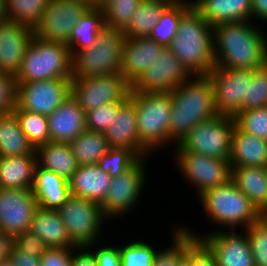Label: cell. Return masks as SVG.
<instances>
[{
    "instance_id": "1",
    "label": "cell",
    "mask_w": 267,
    "mask_h": 266,
    "mask_svg": "<svg viewBox=\"0 0 267 266\" xmlns=\"http://www.w3.org/2000/svg\"><path fill=\"white\" fill-rule=\"evenodd\" d=\"M257 24L249 20L213 26L214 67L256 70L266 66L267 31Z\"/></svg>"
},
{
    "instance_id": "2",
    "label": "cell",
    "mask_w": 267,
    "mask_h": 266,
    "mask_svg": "<svg viewBox=\"0 0 267 266\" xmlns=\"http://www.w3.org/2000/svg\"><path fill=\"white\" fill-rule=\"evenodd\" d=\"M169 137L179 144L199 122L219 115L208 75H192L171 91Z\"/></svg>"
},
{
    "instance_id": "3",
    "label": "cell",
    "mask_w": 267,
    "mask_h": 266,
    "mask_svg": "<svg viewBox=\"0 0 267 266\" xmlns=\"http://www.w3.org/2000/svg\"><path fill=\"white\" fill-rule=\"evenodd\" d=\"M197 201L209 226H215L205 233L245 230L263 216L232 180L206 190Z\"/></svg>"
},
{
    "instance_id": "4",
    "label": "cell",
    "mask_w": 267,
    "mask_h": 266,
    "mask_svg": "<svg viewBox=\"0 0 267 266\" xmlns=\"http://www.w3.org/2000/svg\"><path fill=\"white\" fill-rule=\"evenodd\" d=\"M168 48L192 75H207L214 68L213 26L193 6L181 17Z\"/></svg>"
},
{
    "instance_id": "5",
    "label": "cell",
    "mask_w": 267,
    "mask_h": 266,
    "mask_svg": "<svg viewBox=\"0 0 267 266\" xmlns=\"http://www.w3.org/2000/svg\"><path fill=\"white\" fill-rule=\"evenodd\" d=\"M129 98L135 104L139 141L152 154V157L160 153L159 151L163 153V149L166 151L167 147L168 149L171 146L174 147L176 143L169 137L171 92L152 93L130 90Z\"/></svg>"
},
{
    "instance_id": "6",
    "label": "cell",
    "mask_w": 267,
    "mask_h": 266,
    "mask_svg": "<svg viewBox=\"0 0 267 266\" xmlns=\"http://www.w3.org/2000/svg\"><path fill=\"white\" fill-rule=\"evenodd\" d=\"M72 79V55L67 44L33 37L27 47L16 83Z\"/></svg>"
},
{
    "instance_id": "7",
    "label": "cell",
    "mask_w": 267,
    "mask_h": 266,
    "mask_svg": "<svg viewBox=\"0 0 267 266\" xmlns=\"http://www.w3.org/2000/svg\"><path fill=\"white\" fill-rule=\"evenodd\" d=\"M125 38L122 30L105 26L94 46L72 56V78L120 73Z\"/></svg>"
},
{
    "instance_id": "8",
    "label": "cell",
    "mask_w": 267,
    "mask_h": 266,
    "mask_svg": "<svg viewBox=\"0 0 267 266\" xmlns=\"http://www.w3.org/2000/svg\"><path fill=\"white\" fill-rule=\"evenodd\" d=\"M149 158L151 156L140 158L130 169L111 178L106 196L100 203L109 221H123L124 217H130L129 213H133V210L139 207L141 195L146 191L145 186H148L146 183L150 170Z\"/></svg>"
},
{
    "instance_id": "9",
    "label": "cell",
    "mask_w": 267,
    "mask_h": 266,
    "mask_svg": "<svg viewBox=\"0 0 267 266\" xmlns=\"http://www.w3.org/2000/svg\"><path fill=\"white\" fill-rule=\"evenodd\" d=\"M57 210L64 221L70 241L76 247H87L100 241L102 233L112 223L104 215L100 204L73 195Z\"/></svg>"
},
{
    "instance_id": "10",
    "label": "cell",
    "mask_w": 267,
    "mask_h": 266,
    "mask_svg": "<svg viewBox=\"0 0 267 266\" xmlns=\"http://www.w3.org/2000/svg\"><path fill=\"white\" fill-rule=\"evenodd\" d=\"M173 168H177L184 181L194 189L199 197L206 190L226 184L231 180L229 159H217L185 151L179 144L173 149ZM175 161V162H174Z\"/></svg>"
},
{
    "instance_id": "11",
    "label": "cell",
    "mask_w": 267,
    "mask_h": 266,
    "mask_svg": "<svg viewBox=\"0 0 267 266\" xmlns=\"http://www.w3.org/2000/svg\"><path fill=\"white\" fill-rule=\"evenodd\" d=\"M234 117L218 115L197 123L179 145L188 152L217 159H229Z\"/></svg>"
},
{
    "instance_id": "12",
    "label": "cell",
    "mask_w": 267,
    "mask_h": 266,
    "mask_svg": "<svg viewBox=\"0 0 267 266\" xmlns=\"http://www.w3.org/2000/svg\"><path fill=\"white\" fill-rule=\"evenodd\" d=\"M130 90L131 85L121 73L71 80V97L84 112L104 103L125 102L129 98Z\"/></svg>"
},
{
    "instance_id": "13",
    "label": "cell",
    "mask_w": 267,
    "mask_h": 266,
    "mask_svg": "<svg viewBox=\"0 0 267 266\" xmlns=\"http://www.w3.org/2000/svg\"><path fill=\"white\" fill-rule=\"evenodd\" d=\"M72 79H50L16 83L15 107L49 116L71 96Z\"/></svg>"
},
{
    "instance_id": "14",
    "label": "cell",
    "mask_w": 267,
    "mask_h": 266,
    "mask_svg": "<svg viewBox=\"0 0 267 266\" xmlns=\"http://www.w3.org/2000/svg\"><path fill=\"white\" fill-rule=\"evenodd\" d=\"M91 6L86 0H51L34 29L35 36L67 44L75 24Z\"/></svg>"
},
{
    "instance_id": "15",
    "label": "cell",
    "mask_w": 267,
    "mask_h": 266,
    "mask_svg": "<svg viewBox=\"0 0 267 266\" xmlns=\"http://www.w3.org/2000/svg\"><path fill=\"white\" fill-rule=\"evenodd\" d=\"M189 234L201 239L214 253L218 266H255L249 239L244 230L199 233L181 222Z\"/></svg>"
},
{
    "instance_id": "16",
    "label": "cell",
    "mask_w": 267,
    "mask_h": 266,
    "mask_svg": "<svg viewBox=\"0 0 267 266\" xmlns=\"http://www.w3.org/2000/svg\"><path fill=\"white\" fill-rule=\"evenodd\" d=\"M252 72V69L214 67L207 74L213 84L219 115L235 117L242 111Z\"/></svg>"
},
{
    "instance_id": "17",
    "label": "cell",
    "mask_w": 267,
    "mask_h": 266,
    "mask_svg": "<svg viewBox=\"0 0 267 266\" xmlns=\"http://www.w3.org/2000/svg\"><path fill=\"white\" fill-rule=\"evenodd\" d=\"M192 74L173 52L165 47L141 77L131 86V91L171 92L186 82Z\"/></svg>"
},
{
    "instance_id": "18",
    "label": "cell",
    "mask_w": 267,
    "mask_h": 266,
    "mask_svg": "<svg viewBox=\"0 0 267 266\" xmlns=\"http://www.w3.org/2000/svg\"><path fill=\"white\" fill-rule=\"evenodd\" d=\"M37 208L31 189L0 188V230L13 238L29 230Z\"/></svg>"
},
{
    "instance_id": "19",
    "label": "cell",
    "mask_w": 267,
    "mask_h": 266,
    "mask_svg": "<svg viewBox=\"0 0 267 266\" xmlns=\"http://www.w3.org/2000/svg\"><path fill=\"white\" fill-rule=\"evenodd\" d=\"M34 35L29 26L8 19L0 21V71L17 75Z\"/></svg>"
},
{
    "instance_id": "20",
    "label": "cell",
    "mask_w": 267,
    "mask_h": 266,
    "mask_svg": "<svg viewBox=\"0 0 267 266\" xmlns=\"http://www.w3.org/2000/svg\"><path fill=\"white\" fill-rule=\"evenodd\" d=\"M104 136L110 147L129 148L140 158L152 155L139 141L135 104L130 98L119 107Z\"/></svg>"
},
{
    "instance_id": "21",
    "label": "cell",
    "mask_w": 267,
    "mask_h": 266,
    "mask_svg": "<svg viewBox=\"0 0 267 266\" xmlns=\"http://www.w3.org/2000/svg\"><path fill=\"white\" fill-rule=\"evenodd\" d=\"M164 48L149 36L126 37L122 49L121 75L132 86Z\"/></svg>"
},
{
    "instance_id": "22",
    "label": "cell",
    "mask_w": 267,
    "mask_h": 266,
    "mask_svg": "<svg viewBox=\"0 0 267 266\" xmlns=\"http://www.w3.org/2000/svg\"><path fill=\"white\" fill-rule=\"evenodd\" d=\"M50 141L70 143L86 128L85 112L70 96L48 117Z\"/></svg>"
},
{
    "instance_id": "23",
    "label": "cell",
    "mask_w": 267,
    "mask_h": 266,
    "mask_svg": "<svg viewBox=\"0 0 267 266\" xmlns=\"http://www.w3.org/2000/svg\"><path fill=\"white\" fill-rule=\"evenodd\" d=\"M192 3L212 26L252 20V0H192Z\"/></svg>"
},
{
    "instance_id": "24",
    "label": "cell",
    "mask_w": 267,
    "mask_h": 266,
    "mask_svg": "<svg viewBox=\"0 0 267 266\" xmlns=\"http://www.w3.org/2000/svg\"><path fill=\"white\" fill-rule=\"evenodd\" d=\"M111 177L97 164L78 165L68 180L70 195L81 197L100 204L108 191Z\"/></svg>"
},
{
    "instance_id": "25",
    "label": "cell",
    "mask_w": 267,
    "mask_h": 266,
    "mask_svg": "<svg viewBox=\"0 0 267 266\" xmlns=\"http://www.w3.org/2000/svg\"><path fill=\"white\" fill-rule=\"evenodd\" d=\"M32 192L39 208L58 209L70 196L69 184L60 175L36 164Z\"/></svg>"
},
{
    "instance_id": "26",
    "label": "cell",
    "mask_w": 267,
    "mask_h": 266,
    "mask_svg": "<svg viewBox=\"0 0 267 266\" xmlns=\"http://www.w3.org/2000/svg\"><path fill=\"white\" fill-rule=\"evenodd\" d=\"M231 167H267V140L241 131L237 126L232 135Z\"/></svg>"
},
{
    "instance_id": "27",
    "label": "cell",
    "mask_w": 267,
    "mask_h": 266,
    "mask_svg": "<svg viewBox=\"0 0 267 266\" xmlns=\"http://www.w3.org/2000/svg\"><path fill=\"white\" fill-rule=\"evenodd\" d=\"M29 231L42 239L49 248L76 246L70 241L64 221L57 209L37 208Z\"/></svg>"
},
{
    "instance_id": "28",
    "label": "cell",
    "mask_w": 267,
    "mask_h": 266,
    "mask_svg": "<svg viewBox=\"0 0 267 266\" xmlns=\"http://www.w3.org/2000/svg\"><path fill=\"white\" fill-rule=\"evenodd\" d=\"M231 180L263 214H267V172L263 167H231Z\"/></svg>"
},
{
    "instance_id": "29",
    "label": "cell",
    "mask_w": 267,
    "mask_h": 266,
    "mask_svg": "<svg viewBox=\"0 0 267 266\" xmlns=\"http://www.w3.org/2000/svg\"><path fill=\"white\" fill-rule=\"evenodd\" d=\"M36 155L0 157V188L32 189Z\"/></svg>"
},
{
    "instance_id": "30",
    "label": "cell",
    "mask_w": 267,
    "mask_h": 266,
    "mask_svg": "<svg viewBox=\"0 0 267 266\" xmlns=\"http://www.w3.org/2000/svg\"><path fill=\"white\" fill-rule=\"evenodd\" d=\"M37 164L69 180L78 168L69 143L53 142L36 148Z\"/></svg>"
},
{
    "instance_id": "31",
    "label": "cell",
    "mask_w": 267,
    "mask_h": 266,
    "mask_svg": "<svg viewBox=\"0 0 267 266\" xmlns=\"http://www.w3.org/2000/svg\"><path fill=\"white\" fill-rule=\"evenodd\" d=\"M36 155L13 111L0 114V157Z\"/></svg>"
},
{
    "instance_id": "32",
    "label": "cell",
    "mask_w": 267,
    "mask_h": 266,
    "mask_svg": "<svg viewBox=\"0 0 267 266\" xmlns=\"http://www.w3.org/2000/svg\"><path fill=\"white\" fill-rule=\"evenodd\" d=\"M105 27L102 8L91 6L72 29L67 46L73 56L82 49L94 46L98 33Z\"/></svg>"
},
{
    "instance_id": "33",
    "label": "cell",
    "mask_w": 267,
    "mask_h": 266,
    "mask_svg": "<svg viewBox=\"0 0 267 266\" xmlns=\"http://www.w3.org/2000/svg\"><path fill=\"white\" fill-rule=\"evenodd\" d=\"M173 0H143L136 9L128 26L123 30L125 37L138 38L149 36L157 24L162 11Z\"/></svg>"
},
{
    "instance_id": "34",
    "label": "cell",
    "mask_w": 267,
    "mask_h": 266,
    "mask_svg": "<svg viewBox=\"0 0 267 266\" xmlns=\"http://www.w3.org/2000/svg\"><path fill=\"white\" fill-rule=\"evenodd\" d=\"M193 6L192 0H173L163 11L149 37L163 47L175 38L181 17Z\"/></svg>"
},
{
    "instance_id": "35",
    "label": "cell",
    "mask_w": 267,
    "mask_h": 266,
    "mask_svg": "<svg viewBox=\"0 0 267 266\" xmlns=\"http://www.w3.org/2000/svg\"><path fill=\"white\" fill-rule=\"evenodd\" d=\"M78 165L97 164L111 148L104 133L86 129L70 143Z\"/></svg>"
},
{
    "instance_id": "36",
    "label": "cell",
    "mask_w": 267,
    "mask_h": 266,
    "mask_svg": "<svg viewBox=\"0 0 267 266\" xmlns=\"http://www.w3.org/2000/svg\"><path fill=\"white\" fill-rule=\"evenodd\" d=\"M51 0H5L6 19L33 29L40 23L42 13Z\"/></svg>"
},
{
    "instance_id": "37",
    "label": "cell",
    "mask_w": 267,
    "mask_h": 266,
    "mask_svg": "<svg viewBox=\"0 0 267 266\" xmlns=\"http://www.w3.org/2000/svg\"><path fill=\"white\" fill-rule=\"evenodd\" d=\"M146 238L139 240L130 239L127 242L120 240L119 252L122 266H152L155 254L160 246H154L151 242L144 241ZM125 243V244H124ZM123 244V245H122ZM158 247V248H156Z\"/></svg>"
},
{
    "instance_id": "38",
    "label": "cell",
    "mask_w": 267,
    "mask_h": 266,
    "mask_svg": "<svg viewBox=\"0 0 267 266\" xmlns=\"http://www.w3.org/2000/svg\"><path fill=\"white\" fill-rule=\"evenodd\" d=\"M29 142L38 148L50 142L47 116L27 110H12Z\"/></svg>"
},
{
    "instance_id": "39",
    "label": "cell",
    "mask_w": 267,
    "mask_h": 266,
    "mask_svg": "<svg viewBox=\"0 0 267 266\" xmlns=\"http://www.w3.org/2000/svg\"><path fill=\"white\" fill-rule=\"evenodd\" d=\"M143 0H104L100 5L105 26L124 30Z\"/></svg>"
},
{
    "instance_id": "40",
    "label": "cell",
    "mask_w": 267,
    "mask_h": 266,
    "mask_svg": "<svg viewBox=\"0 0 267 266\" xmlns=\"http://www.w3.org/2000/svg\"><path fill=\"white\" fill-rule=\"evenodd\" d=\"M178 224L180 222L173 225V228L171 227V242L169 246H161L158 249L152 266H177L178 262L185 256L186 231L181 227V224Z\"/></svg>"
},
{
    "instance_id": "41",
    "label": "cell",
    "mask_w": 267,
    "mask_h": 266,
    "mask_svg": "<svg viewBox=\"0 0 267 266\" xmlns=\"http://www.w3.org/2000/svg\"><path fill=\"white\" fill-rule=\"evenodd\" d=\"M139 159L140 157L129 148L111 147L97 165L112 178L130 169Z\"/></svg>"
},
{
    "instance_id": "42",
    "label": "cell",
    "mask_w": 267,
    "mask_h": 266,
    "mask_svg": "<svg viewBox=\"0 0 267 266\" xmlns=\"http://www.w3.org/2000/svg\"><path fill=\"white\" fill-rule=\"evenodd\" d=\"M255 266H267V217L263 215L245 230Z\"/></svg>"
},
{
    "instance_id": "43",
    "label": "cell",
    "mask_w": 267,
    "mask_h": 266,
    "mask_svg": "<svg viewBox=\"0 0 267 266\" xmlns=\"http://www.w3.org/2000/svg\"><path fill=\"white\" fill-rule=\"evenodd\" d=\"M267 106V65L253 70L242 111Z\"/></svg>"
},
{
    "instance_id": "44",
    "label": "cell",
    "mask_w": 267,
    "mask_h": 266,
    "mask_svg": "<svg viewBox=\"0 0 267 266\" xmlns=\"http://www.w3.org/2000/svg\"><path fill=\"white\" fill-rule=\"evenodd\" d=\"M234 119L241 131L267 140V106L241 111Z\"/></svg>"
},
{
    "instance_id": "45",
    "label": "cell",
    "mask_w": 267,
    "mask_h": 266,
    "mask_svg": "<svg viewBox=\"0 0 267 266\" xmlns=\"http://www.w3.org/2000/svg\"><path fill=\"white\" fill-rule=\"evenodd\" d=\"M124 102L104 103L101 106L85 112L86 128L104 133L111 126L113 116Z\"/></svg>"
},
{
    "instance_id": "46",
    "label": "cell",
    "mask_w": 267,
    "mask_h": 266,
    "mask_svg": "<svg viewBox=\"0 0 267 266\" xmlns=\"http://www.w3.org/2000/svg\"><path fill=\"white\" fill-rule=\"evenodd\" d=\"M112 241L102 243L100 240L87 246V248L93 253L97 266H122L119 252V242L116 246V241L113 239Z\"/></svg>"
},
{
    "instance_id": "47",
    "label": "cell",
    "mask_w": 267,
    "mask_h": 266,
    "mask_svg": "<svg viewBox=\"0 0 267 266\" xmlns=\"http://www.w3.org/2000/svg\"><path fill=\"white\" fill-rule=\"evenodd\" d=\"M15 76L0 71V114L8 113L15 107Z\"/></svg>"
},
{
    "instance_id": "48",
    "label": "cell",
    "mask_w": 267,
    "mask_h": 266,
    "mask_svg": "<svg viewBox=\"0 0 267 266\" xmlns=\"http://www.w3.org/2000/svg\"><path fill=\"white\" fill-rule=\"evenodd\" d=\"M191 266H218L214 253L199 238L191 235Z\"/></svg>"
},
{
    "instance_id": "49",
    "label": "cell",
    "mask_w": 267,
    "mask_h": 266,
    "mask_svg": "<svg viewBox=\"0 0 267 266\" xmlns=\"http://www.w3.org/2000/svg\"><path fill=\"white\" fill-rule=\"evenodd\" d=\"M13 242L19 249L32 255L41 256L49 248L42 239L29 230L16 235Z\"/></svg>"
},
{
    "instance_id": "50",
    "label": "cell",
    "mask_w": 267,
    "mask_h": 266,
    "mask_svg": "<svg viewBox=\"0 0 267 266\" xmlns=\"http://www.w3.org/2000/svg\"><path fill=\"white\" fill-rule=\"evenodd\" d=\"M73 249L69 247L48 248L40 259V266H72Z\"/></svg>"
},
{
    "instance_id": "51",
    "label": "cell",
    "mask_w": 267,
    "mask_h": 266,
    "mask_svg": "<svg viewBox=\"0 0 267 266\" xmlns=\"http://www.w3.org/2000/svg\"><path fill=\"white\" fill-rule=\"evenodd\" d=\"M9 259L15 266H40L41 256L29 254L13 243Z\"/></svg>"
},
{
    "instance_id": "52",
    "label": "cell",
    "mask_w": 267,
    "mask_h": 266,
    "mask_svg": "<svg viewBox=\"0 0 267 266\" xmlns=\"http://www.w3.org/2000/svg\"><path fill=\"white\" fill-rule=\"evenodd\" d=\"M72 266H97V263L93 253L87 247H75Z\"/></svg>"
},
{
    "instance_id": "53",
    "label": "cell",
    "mask_w": 267,
    "mask_h": 266,
    "mask_svg": "<svg viewBox=\"0 0 267 266\" xmlns=\"http://www.w3.org/2000/svg\"><path fill=\"white\" fill-rule=\"evenodd\" d=\"M252 21L267 26V0H252Z\"/></svg>"
},
{
    "instance_id": "54",
    "label": "cell",
    "mask_w": 267,
    "mask_h": 266,
    "mask_svg": "<svg viewBox=\"0 0 267 266\" xmlns=\"http://www.w3.org/2000/svg\"><path fill=\"white\" fill-rule=\"evenodd\" d=\"M13 243V237L0 230V261L9 258Z\"/></svg>"
},
{
    "instance_id": "55",
    "label": "cell",
    "mask_w": 267,
    "mask_h": 266,
    "mask_svg": "<svg viewBox=\"0 0 267 266\" xmlns=\"http://www.w3.org/2000/svg\"><path fill=\"white\" fill-rule=\"evenodd\" d=\"M177 266H191V234L186 232L185 256L178 262Z\"/></svg>"
},
{
    "instance_id": "56",
    "label": "cell",
    "mask_w": 267,
    "mask_h": 266,
    "mask_svg": "<svg viewBox=\"0 0 267 266\" xmlns=\"http://www.w3.org/2000/svg\"><path fill=\"white\" fill-rule=\"evenodd\" d=\"M6 19V5L5 0H0V21Z\"/></svg>"
},
{
    "instance_id": "57",
    "label": "cell",
    "mask_w": 267,
    "mask_h": 266,
    "mask_svg": "<svg viewBox=\"0 0 267 266\" xmlns=\"http://www.w3.org/2000/svg\"><path fill=\"white\" fill-rule=\"evenodd\" d=\"M0 266H15L13 262L8 258L6 260L0 261Z\"/></svg>"
},
{
    "instance_id": "58",
    "label": "cell",
    "mask_w": 267,
    "mask_h": 266,
    "mask_svg": "<svg viewBox=\"0 0 267 266\" xmlns=\"http://www.w3.org/2000/svg\"><path fill=\"white\" fill-rule=\"evenodd\" d=\"M86 1L93 6H100L104 0H86Z\"/></svg>"
}]
</instances>
